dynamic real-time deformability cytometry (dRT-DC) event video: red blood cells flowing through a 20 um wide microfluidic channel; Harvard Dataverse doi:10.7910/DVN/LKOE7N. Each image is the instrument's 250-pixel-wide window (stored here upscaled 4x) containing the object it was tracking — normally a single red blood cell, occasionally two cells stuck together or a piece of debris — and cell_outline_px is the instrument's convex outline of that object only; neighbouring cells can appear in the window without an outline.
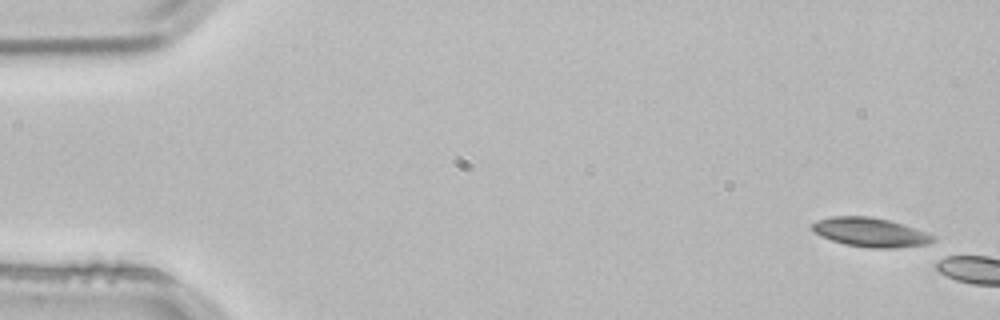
{"species": "common noctule bat (a hibernating species)", "species_latin": "Nyctalus noctula", "temperature_condition": "room temperature", "stored_images_in_passage": 2, "camera_frame_rate_fps": 3000, "um_per_image_px": 0.085, "animal": {"sex": "male", "body_mass_g": 21.5, "forearm_length_mm": 52.0}, "frame": {"image": 1, "passage_image": 1, "time_ms": 0.0, "image_size_px": [1000, 320], "cell_outline_px": [[936, 240], [928, 244], [896, 248], [872, 248], [844, 244], [820, 236], [812, 232], [812, 224], [816, 220], [832, 216], [872, 216], [888, 220], [936, 236]], "centroid_in_image_um": [73.94, 19.75], "position_along_channel_um": 11.1, "area_um2": 20.46}}